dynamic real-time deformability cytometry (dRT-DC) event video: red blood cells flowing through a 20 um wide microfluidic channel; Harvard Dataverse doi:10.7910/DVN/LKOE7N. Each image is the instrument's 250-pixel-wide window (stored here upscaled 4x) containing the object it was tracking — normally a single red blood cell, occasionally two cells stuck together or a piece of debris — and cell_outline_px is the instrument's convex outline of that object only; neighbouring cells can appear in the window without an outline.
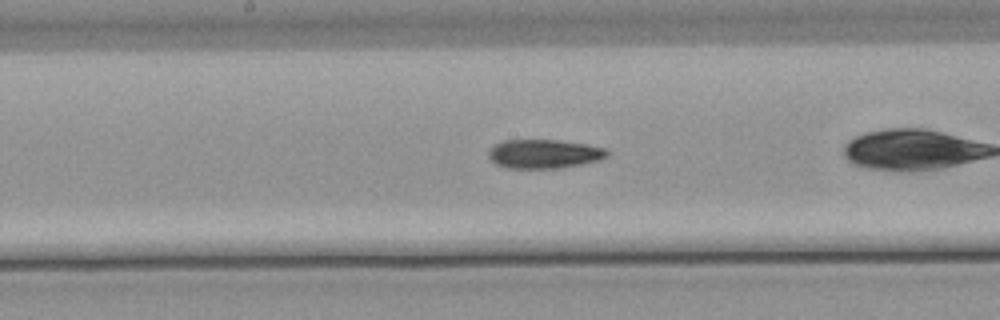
{"species": "common noctule bat (a hibernating species)", "species_latin": "Nyctalus noctula", "temperature_condition": "warm", "stored_images_in_passage": 25, "camera_frame_rate_fps": 3000, "um_per_image_px": 0.085, "animal": {"sex": "male", "body_mass_g": 21.5, "forearm_length_mm": 52.0}, "frame": {"image": 1, "passage_image": 11, "time_ms": 3.333, "image_size_px": [1000, 320], "cell_outline_px": [[608, 156], [600, 160], [560, 168], [508, 168], [496, 164], [488, 160], [488, 152], [496, 144], [504, 140], [556, 140], [584, 144], [604, 148], [608, 152]], "centroid_in_image_um": [46.21, 13.09], "position_along_channel_um": 202.0, "area_um2": 19.88}}